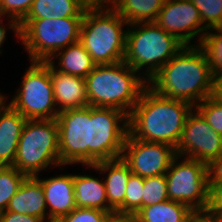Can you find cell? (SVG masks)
<instances>
[{
	"mask_svg": "<svg viewBox=\"0 0 222 222\" xmlns=\"http://www.w3.org/2000/svg\"><path fill=\"white\" fill-rule=\"evenodd\" d=\"M214 77L203 50L185 45L148 81L158 95L182 100L196 106L212 96Z\"/></svg>",
	"mask_w": 222,
	"mask_h": 222,
	"instance_id": "obj_1",
	"label": "cell"
},
{
	"mask_svg": "<svg viewBox=\"0 0 222 222\" xmlns=\"http://www.w3.org/2000/svg\"><path fill=\"white\" fill-rule=\"evenodd\" d=\"M192 109L190 103L158 95L147 86L128 116L129 133L135 139L176 149Z\"/></svg>",
	"mask_w": 222,
	"mask_h": 222,
	"instance_id": "obj_2",
	"label": "cell"
},
{
	"mask_svg": "<svg viewBox=\"0 0 222 222\" xmlns=\"http://www.w3.org/2000/svg\"><path fill=\"white\" fill-rule=\"evenodd\" d=\"M136 73L124 61L96 65L85 78L89 106L113 107L129 116L148 86L144 75Z\"/></svg>",
	"mask_w": 222,
	"mask_h": 222,
	"instance_id": "obj_3",
	"label": "cell"
},
{
	"mask_svg": "<svg viewBox=\"0 0 222 222\" xmlns=\"http://www.w3.org/2000/svg\"><path fill=\"white\" fill-rule=\"evenodd\" d=\"M127 26L130 28L126 30L123 61L137 72L146 67L144 75L147 82L185 46L155 22H140Z\"/></svg>",
	"mask_w": 222,
	"mask_h": 222,
	"instance_id": "obj_4",
	"label": "cell"
},
{
	"mask_svg": "<svg viewBox=\"0 0 222 222\" xmlns=\"http://www.w3.org/2000/svg\"><path fill=\"white\" fill-rule=\"evenodd\" d=\"M127 22L111 8H87L80 28V42L96 65L122 62Z\"/></svg>",
	"mask_w": 222,
	"mask_h": 222,
	"instance_id": "obj_5",
	"label": "cell"
},
{
	"mask_svg": "<svg viewBox=\"0 0 222 222\" xmlns=\"http://www.w3.org/2000/svg\"><path fill=\"white\" fill-rule=\"evenodd\" d=\"M50 164L61 166L56 119L27 120L13 166L28 177H34Z\"/></svg>",
	"mask_w": 222,
	"mask_h": 222,
	"instance_id": "obj_6",
	"label": "cell"
},
{
	"mask_svg": "<svg viewBox=\"0 0 222 222\" xmlns=\"http://www.w3.org/2000/svg\"><path fill=\"white\" fill-rule=\"evenodd\" d=\"M83 17L23 19L20 40L31 61H48L57 51L80 41Z\"/></svg>",
	"mask_w": 222,
	"mask_h": 222,
	"instance_id": "obj_7",
	"label": "cell"
},
{
	"mask_svg": "<svg viewBox=\"0 0 222 222\" xmlns=\"http://www.w3.org/2000/svg\"><path fill=\"white\" fill-rule=\"evenodd\" d=\"M23 76L21 88L9 105L20 112L27 120L56 119L54 91L48 61H31Z\"/></svg>",
	"mask_w": 222,
	"mask_h": 222,
	"instance_id": "obj_8",
	"label": "cell"
},
{
	"mask_svg": "<svg viewBox=\"0 0 222 222\" xmlns=\"http://www.w3.org/2000/svg\"><path fill=\"white\" fill-rule=\"evenodd\" d=\"M177 155L166 172L169 200L188 205L193 211H206L209 206L207 164Z\"/></svg>",
	"mask_w": 222,
	"mask_h": 222,
	"instance_id": "obj_9",
	"label": "cell"
},
{
	"mask_svg": "<svg viewBox=\"0 0 222 222\" xmlns=\"http://www.w3.org/2000/svg\"><path fill=\"white\" fill-rule=\"evenodd\" d=\"M128 132L125 112L113 107L91 106V166L121 158Z\"/></svg>",
	"mask_w": 222,
	"mask_h": 222,
	"instance_id": "obj_10",
	"label": "cell"
},
{
	"mask_svg": "<svg viewBox=\"0 0 222 222\" xmlns=\"http://www.w3.org/2000/svg\"><path fill=\"white\" fill-rule=\"evenodd\" d=\"M59 153L62 166H91V106L58 113Z\"/></svg>",
	"mask_w": 222,
	"mask_h": 222,
	"instance_id": "obj_11",
	"label": "cell"
},
{
	"mask_svg": "<svg viewBox=\"0 0 222 222\" xmlns=\"http://www.w3.org/2000/svg\"><path fill=\"white\" fill-rule=\"evenodd\" d=\"M176 156L173 146L138 140L128 132L121 159L133 174L147 178L166 174Z\"/></svg>",
	"mask_w": 222,
	"mask_h": 222,
	"instance_id": "obj_12",
	"label": "cell"
},
{
	"mask_svg": "<svg viewBox=\"0 0 222 222\" xmlns=\"http://www.w3.org/2000/svg\"><path fill=\"white\" fill-rule=\"evenodd\" d=\"M194 110L187 117L176 154L208 165L222 154V135L208 124L197 109Z\"/></svg>",
	"mask_w": 222,
	"mask_h": 222,
	"instance_id": "obj_13",
	"label": "cell"
},
{
	"mask_svg": "<svg viewBox=\"0 0 222 222\" xmlns=\"http://www.w3.org/2000/svg\"><path fill=\"white\" fill-rule=\"evenodd\" d=\"M154 22L184 45H191V40L199 35L200 43L207 31L199 10L190 0H165Z\"/></svg>",
	"mask_w": 222,
	"mask_h": 222,
	"instance_id": "obj_14",
	"label": "cell"
},
{
	"mask_svg": "<svg viewBox=\"0 0 222 222\" xmlns=\"http://www.w3.org/2000/svg\"><path fill=\"white\" fill-rule=\"evenodd\" d=\"M34 177L43 187L47 209L50 206L45 222H57L76 208L73 174H61L48 179H40L38 175Z\"/></svg>",
	"mask_w": 222,
	"mask_h": 222,
	"instance_id": "obj_15",
	"label": "cell"
},
{
	"mask_svg": "<svg viewBox=\"0 0 222 222\" xmlns=\"http://www.w3.org/2000/svg\"><path fill=\"white\" fill-rule=\"evenodd\" d=\"M48 62L58 112L89 106L85 78L60 72L56 70L55 61Z\"/></svg>",
	"mask_w": 222,
	"mask_h": 222,
	"instance_id": "obj_16",
	"label": "cell"
},
{
	"mask_svg": "<svg viewBox=\"0 0 222 222\" xmlns=\"http://www.w3.org/2000/svg\"><path fill=\"white\" fill-rule=\"evenodd\" d=\"M27 119L9 104L0 111V166H13Z\"/></svg>",
	"mask_w": 222,
	"mask_h": 222,
	"instance_id": "obj_17",
	"label": "cell"
},
{
	"mask_svg": "<svg viewBox=\"0 0 222 222\" xmlns=\"http://www.w3.org/2000/svg\"><path fill=\"white\" fill-rule=\"evenodd\" d=\"M7 211L22 215L48 218L47 203L41 183L35 177H27L16 194L9 200Z\"/></svg>",
	"mask_w": 222,
	"mask_h": 222,
	"instance_id": "obj_18",
	"label": "cell"
},
{
	"mask_svg": "<svg viewBox=\"0 0 222 222\" xmlns=\"http://www.w3.org/2000/svg\"><path fill=\"white\" fill-rule=\"evenodd\" d=\"M92 169L107 174L105 183L106 197L109 207L116 212L124 203L126 187L132 173L129 166L121 159L99 161Z\"/></svg>",
	"mask_w": 222,
	"mask_h": 222,
	"instance_id": "obj_19",
	"label": "cell"
},
{
	"mask_svg": "<svg viewBox=\"0 0 222 222\" xmlns=\"http://www.w3.org/2000/svg\"><path fill=\"white\" fill-rule=\"evenodd\" d=\"M76 207L96 208L110 214L115 213L108 205L105 183L89 175L74 174Z\"/></svg>",
	"mask_w": 222,
	"mask_h": 222,
	"instance_id": "obj_20",
	"label": "cell"
},
{
	"mask_svg": "<svg viewBox=\"0 0 222 222\" xmlns=\"http://www.w3.org/2000/svg\"><path fill=\"white\" fill-rule=\"evenodd\" d=\"M86 9L81 0H34L24 19L84 17Z\"/></svg>",
	"mask_w": 222,
	"mask_h": 222,
	"instance_id": "obj_21",
	"label": "cell"
},
{
	"mask_svg": "<svg viewBox=\"0 0 222 222\" xmlns=\"http://www.w3.org/2000/svg\"><path fill=\"white\" fill-rule=\"evenodd\" d=\"M65 48V50L61 49L57 51L49 60L59 58L58 66H60L56 70L69 75L86 78L96 66L91 55L85 50L80 41Z\"/></svg>",
	"mask_w": 222,
	"mask_h": 222,
	"instance_id": "obj_22",
	"label": "cell"
},
{
	"mask_svg": "<svg viewBox=\"0 0 222 222\" xmlns=\"http://www.w3.org/2000/svg\"><path fill=\"white\" fill-rule=\"evenodd\" d=\"M193 212L186 204L166 200L142 207L134 217L140 222H186Z\"/></svg>",
	"mask_w": 222,
	"mask_h": 222,
	"instance_id": "obj_23",
	"label": "cell"
},
{
	"mask_svg": "<svg viewBox=\"0 0 222 222\" xmlns=\"http://www.w3.org/2000/svg\"><path fill=\"white\" fill-rule=\"evenodd\" d=\"M165 0H115L113 9L128 25L154 22Z\"/></svg>",
	"mask_w": 222,
	"mask_h": 222,
	"instance_id": "obj_24",
	"label": "cell"
},
{
	"mask_svg": "<svg viewBox=\"0 0 222 222\" xmlns=\"http://www.w3.org/2000/svg\"><path fill=\"white\" fill-rule=\"evenodd\" d=\"M217 31L210 32L212 30ZM204 52L212 76L222 72V26L207 30L200 43L197 44Z\"/></svg>",
	"mask_w": 222,
	"mask_h": 222,
	"instance_id": "obj_25",
	"label": "cell"
},
{
	"mask_svg": "<svg viewBox=\"0 0 222 222\" xmlns=\"http://www.w3.org/2000/svg\"><path fill=\"white\" fill-rule=\"evenodd\" d=\"M27 177L14 166H0V213L6 211L9 200Z\"/></svg>",
	"mask_w": 222,
	"mask_h": 222,
	"instance_id": "obj_26",
	"label": "cell"
},
{
	"mask_svg": "<svg viewBox=\"0 0 222 222\" xmlns=\"http://www.w3.org/2000/svg\"><path fill=\"white\" fill-rule=\"evenodd\" d=\"M143 189L144 178L131 173L126 187L124 203L115 213L134 216L142 208Z\"/></svg>",
	"mask_w": 222,
	"mask_h": 222,
	"instance_id": "obj_27",
	"label": "cell"
},
{
	"mask_svg": "<svg viewBox=\"0 0 222 222\" xmlns=\"http://www.w3.org/2000/svg\"><path fill=\"white\" fill-rule=\"evenodd\" d=\"M169 200L165 174L144 178L142 207Z\"/></svg>",
	"mask_w": 222,
	"mask_h": 222,
	"instance_id": "obj_28",
	"label": "cell"
},
{
	"mask_svg": "<svg viewBox=\"0 0 222 222\" xmlns=\"http://www.w3.org/2000/svg\"><path fill=\"white\" fill-rule=\"evenodd\" d=\"M34 0H0V14L10 17V29L20 38L19 23L28 14Z\"/></svg>",
	"mask_w": 222,
	"mask_h": 222,
	"instance_id": "obj_29",
	"label": "cell"
},
{
	"mask_svg": "<svg viewBox=\"0 0 222 222\" xmlns=\"http://www.w3.org/2000/svg\"><path fill=\"white\" fill-rule=\"evenodd\" d=\"M199 10L203 26L209 30L222 26V0H190Z\"/></svg>",
	"mask_w": 222,
	"mask_h": 222,
	"instance_id": "obj_30",
	"label": "cell"
},
{
	"mask_svg": "<svg viewBox=\"0 0 222 222\" xmlns=\"http://www.w3.org/2000/svg\"><path fill=\"white\" fill-rule=\"evenodd\" d=\"M197 109L208 124L220 135H222V102L213 96L207 97L194 107Z\"/></svg>",
	"mask_w": 222,
	"mask_h": 222,
	"instance_id": "obj_31",
	"label": "cell"
},
{
	"mask_svg": "<svg viewBox=\"0 0 222 222\" xmlns=\"http://www.w3.org/2000/svg\"><path fill=\"white\" fill-rule=\"evenodd\" d=\"M109 214V212L96 208L76 207L57 222H103Z\"/></svg>",
	"mask_w": 222,
	"mask_h": 222,
	"instance_id": "obj_32",
	"label": "cell"
},
{
	"mask_svg": "<svg viewBox=\"0 0 222 222\" xmlns=\"http://www.w3.org/2000/svg\"><path fill=\"white\" fill-rule=\"evenodd\" d=\"M207 170L210 190L215 184L222 183V154L207 165Z\"/></svg>",
	"mask_w": 222,
	"mask_h": 222,
	"instance_id": "obj_33",
	"label": "cell"
},
{
	"mask_svg": "<svg viewBox=\"0 0 222 222\" xmlns=\"http://www.w3.org/2000/svg\"><path fill=\"white\" fill-rule=\"evenodd\" d=\"M215 215L222 213V183L215 184L209 191V206L207 209Z\"/></svg>",
	"mask_w": 222,
	"mask_h": 222,
	"instance_id": "obj_34",
	"label": "cell"
},
{
	"mask_svg": "<svg viewBox=\"0 0 222 222\" xmlns=\"http://www.w3.org/2000/svg\"><path fill=\"white\" fill-rule=\"evenodd\" d=\"M0 222H44V220L39 217L22 215L6 210L0 213Z\"/></svg>",
	"mask_w": 222,
	"mask_h": 222,
	"instance_id": "obj_35",
	"label": "cell"
},
{
	"mask_svg": "<svg viewBox=\"0 0 222 222\" xmlns=\"http://www.w3.org/2000/svg\"><path fill=\"white\" fill-rule=\"evenodd\" d=\"M186 222H220L218 215L206 211H194Z\"/></svg>",
	"mask_w": 222,
	"mask_h": 222,
	"instance_id": "obj_36",
	"label": "cell"
},
{
	"mask_svg": "<svg viewBox=\"0 0 222 222\" xmlns=\"http://www.w3.org/2000/svg\"><path fill=\"white\" fill-rule=\"evenodd\" d=\"M212 96L222 102V72L214 76Z\"/></svg>",
	"mask_w": 222,
	"mask_h": 222,
	"instance_id": "obj_37",
	"label": "cell"
},
{
	"mask_svg": "<svg viewBox=\"0 0 222 222\" xmlns=\"http://www.w3.org/2000/svg\"><path fill=\"white\" fill-rule=\"evenodd\" d=\"M115 0H81L87 8H108L107 5L113 7ZM106 4V6L104 5Z\"/></svg>",
	"mask_w": 222,
	"mask_h": 222,
	"instance_id": "obj_38",
	"label": "cell"
},
{
	"mask_svg": "<svg viewBox=\"0 0 222 222\" xmlns=\"http://www.w3.org/2000/svg\"><path fill=\"white\" fill-rule=\"evenodd\" d=\"M103 222H123V214L119 213L109 214Z\"/></svg>",
	"mask_w": 222,
	"mask_h": 222,
	"instance_id": "obj_39",
	"label": "cell"
},
{
	"mask_svg": "<svg viewBox=\"0 0 222 222\" xmlns=\"http://www.w3.org/2000/svg\"><path fill=\"white\" fill-rule=\"evenodd\" d=\"M4 18L5 15L0 14V18ZM6 28L3 27L1 19H0V48L2 46V43H4V40L6 39Z\"/></svg>",
	"mask_w": 222,
	"mask_h": 222,
	"instance_id": "obj_40",
	"label": "cell"
},
{
	"mask_svg": "<svg viewBox=\"0 0 222 222\" xmlns=\"http://www.w3.org/2000/svg\"><path fill=\"white\" fill-rule=\"evenodd\" d=\"M123 222H140L134 216L123 215Z\"/></svg>",
	"mask_w": 222,
	"mask_h": 222,
	"instance_id": "obj_41",
	"label": "cell"
},
{
	"mask_svg": "<svg viewBox=\"0 0 222 222\" xmlns=\"http://www.w3.org/2000/svg\"><path fill=\"white\" fill-rule=\"evenodd\" d=\"M5 96H3L1 93H0V111L4 108L5 106Z\"/></svg>",
	"mask_w": 222,
	"mask_h": 222,
	"instance_id": "obj_42",
	"label": "cell"
},
{
	"mask_svg": "<svg viewBox=\"0 0 222 222\" xmlns=\"http://www.w3.org/2000/svg\"><path fill=\"white\" fill-rule=\"evenodd\" d=\"M220 222H222V213L218 215Z\"/></svg>",
	"mask_w": 222,
	"mask_h": 222,
	"instance_id": "obj_43",
	"label": "cell"
}]
</instances>
